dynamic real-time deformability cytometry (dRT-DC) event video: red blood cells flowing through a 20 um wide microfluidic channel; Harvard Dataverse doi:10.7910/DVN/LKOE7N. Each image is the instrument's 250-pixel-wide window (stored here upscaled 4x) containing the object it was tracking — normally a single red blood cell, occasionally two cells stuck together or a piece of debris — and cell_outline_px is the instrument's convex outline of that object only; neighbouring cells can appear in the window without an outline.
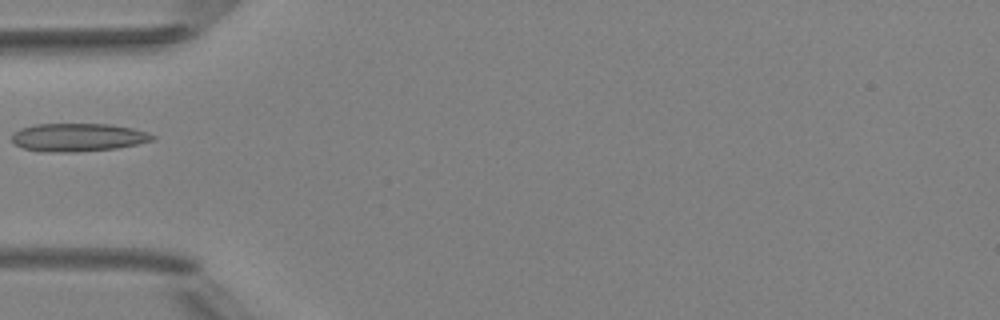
{"species": "Egyptian fruit bat (a non-hibernating species)", "species_latin": "Rousettus aegyptiacus", "temperature_condition": "room temperature", "stored_images_in_passage": 2, "camera_frame_rate_fps": 3000, "um_per_image_px": 0.085, "animal": {"sex": "female"}, "frame": {"image": 1, "passage_image": 2, "time_ms": 1.0, "image_size_px": [1000, 320], "cell_outline_px": [[156, 140], [116, 148], [80, 152], [36, 152], [24, 148], [16, 144], [12, 140], [12, 132], [20, 128], [36, 124], [108, 124], [132, 128], [148, 132], [156, 136]], "centroid_in_image_um": [6.62, 11.68], "position_along_channel_um": 78.4, "area_um2": 23.29}}